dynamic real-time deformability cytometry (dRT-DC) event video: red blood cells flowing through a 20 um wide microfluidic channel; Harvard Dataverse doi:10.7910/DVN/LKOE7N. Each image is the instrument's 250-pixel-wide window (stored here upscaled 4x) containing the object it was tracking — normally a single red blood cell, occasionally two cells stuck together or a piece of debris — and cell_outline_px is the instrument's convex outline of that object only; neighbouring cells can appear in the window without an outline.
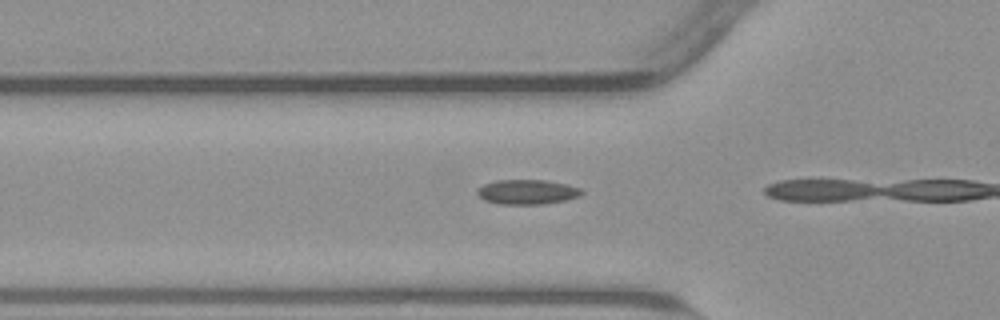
{"species": "common noctule bat (a hibernating species)", "species_latin": "Nyctalus noctula", "temperature_condition": "warm", "stored_images_in_passage": 5, "camera_frame_rate_fps": 3000, "um_per_image_px": 0.085, "animal": {"sex": "male", "body_mass_g": 23.1, "forearm_length_mm": 52.7}, "frame": {"image": 1, "passage_image": 4, "time_ms": 1.0, "image_size_px": [1000, 320], "cell_outline_px": [[584, 192], [580, 196], [564, 200], [544, 204], [496, 204], [484, 200], [476, 192], [484, 184], [496, 180], [544, 180], [564, 184], [580, 188]], "centroid_in_image_um": [44.8, 16.32], "position_along_channel_um": 81.0, "area_um2": 14.91}}